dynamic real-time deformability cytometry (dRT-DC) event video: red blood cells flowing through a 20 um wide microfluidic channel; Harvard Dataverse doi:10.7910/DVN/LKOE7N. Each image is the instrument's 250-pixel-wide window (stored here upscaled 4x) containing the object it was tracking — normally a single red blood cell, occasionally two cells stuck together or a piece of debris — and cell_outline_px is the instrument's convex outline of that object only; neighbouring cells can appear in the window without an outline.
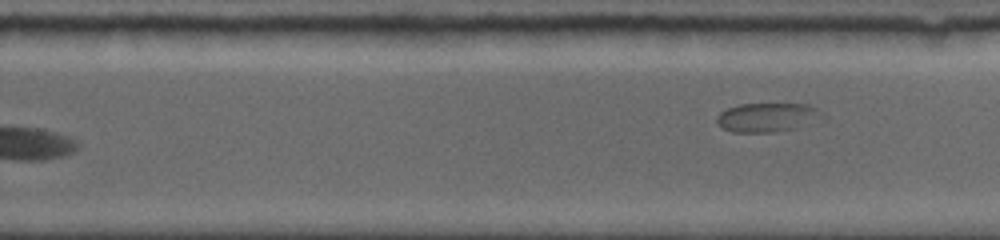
{"species": "common noctule bat (a hibernating species)", "species_latin": "Nyctalus noctula", "temperature_condition": "room temperature", "stored_images_in_passage": 17, "segment_of_instrument_passage": [2, 2], "camera_frame_rate_fps": 5000, "um_per_image_px": 0.085, "animal": {"sex": "female", "body_mass_g": 19.0, "forearm_length_mm": 56.7}, "frame": {"image": 1, "passage_image": 17, "time_ms": 9.8, "image_size_px": [1000, 240], "cell_outline_px": [[828, 116], [824, 120], [796, 128], [772, 132], [732, 132], [724, 128], [716, 120], [716, 116], [720, 112], [728, 108], [740, 104], [808, 104], [816, 108]], "centroid_in_image_um": [65.32, 9.97], "position_along_channel_um": 264.5, "area_um2": 18.09}}